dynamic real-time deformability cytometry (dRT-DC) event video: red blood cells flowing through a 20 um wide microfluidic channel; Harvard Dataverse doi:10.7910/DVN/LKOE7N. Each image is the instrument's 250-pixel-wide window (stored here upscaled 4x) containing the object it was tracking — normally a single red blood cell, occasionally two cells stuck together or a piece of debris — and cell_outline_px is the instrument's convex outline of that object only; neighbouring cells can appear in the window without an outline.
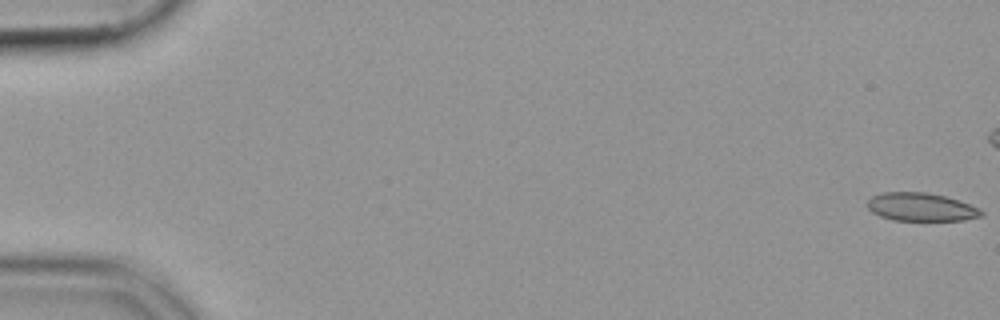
{"species": "common noctule bat (a hibernating species)", "species_latin": "Nyctalus noctula", "temperature_condition": "cold", "stored_images_in_passage": 15, "camera_frame_rate_fps": 3000, "um_per_image_px": 0.085, "animal": {"sex": "female", "body_mass_g": 19.9}, "frame": {"image": 1, "passage_image": 1, "time_ms": 0.0, "image_size_px": [1000, 320], "cell_outline_px": [[984, 212], [980, 216], [964, 220], [892, 220], [880, 216], [872, 212], [868, 208], [868, 200], [872, 196], [884, 192], [924, 192], [944, 196], [968, 204]], "centroid_in_image_um": [78.23, 17.6], "position_along_channel_um": 6.8, "area_um2": 18.38}}